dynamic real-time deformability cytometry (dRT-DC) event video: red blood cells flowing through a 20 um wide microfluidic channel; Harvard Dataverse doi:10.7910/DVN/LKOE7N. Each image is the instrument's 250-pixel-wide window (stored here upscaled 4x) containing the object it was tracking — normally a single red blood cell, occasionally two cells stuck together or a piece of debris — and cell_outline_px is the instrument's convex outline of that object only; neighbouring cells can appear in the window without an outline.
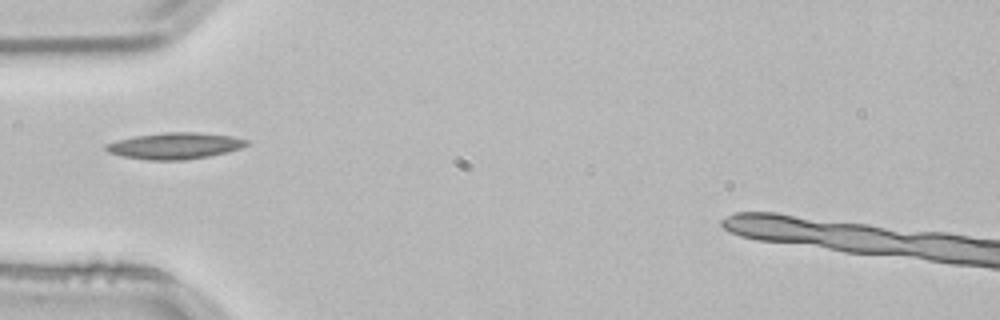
{"species": "common noctule bat (a hibernating species)", "species_latin": "Nyctalus noctula", "temperature_condition": "room temperature", "stored_images_in_passage": 7, "camera_frame_rate_fps": 3000, "um_per_image_px": 0.085, "animal": {"sex": "male", "body_mass_g": 21.5, "forearm_length_mm": 52.0}, "frame": {"image": 1, "passage_image": 1, "time_ms": 0.0, "image_size_px": [1000, 320], "cell_outline_px": [[248, 144], [240, 148], [228, 152], [208, 156], [184, 160], [148, 160], [124, 156], [108, 152], [104, 148], [104, 144], [116, 140], [132, 136], [164, 132], [196, 132], [232, 136], [248, 140]], "centroid_in_image_um": [14.83, 12.38], "position_along_channel_um": 70.2, "area_um2": 21.68}}